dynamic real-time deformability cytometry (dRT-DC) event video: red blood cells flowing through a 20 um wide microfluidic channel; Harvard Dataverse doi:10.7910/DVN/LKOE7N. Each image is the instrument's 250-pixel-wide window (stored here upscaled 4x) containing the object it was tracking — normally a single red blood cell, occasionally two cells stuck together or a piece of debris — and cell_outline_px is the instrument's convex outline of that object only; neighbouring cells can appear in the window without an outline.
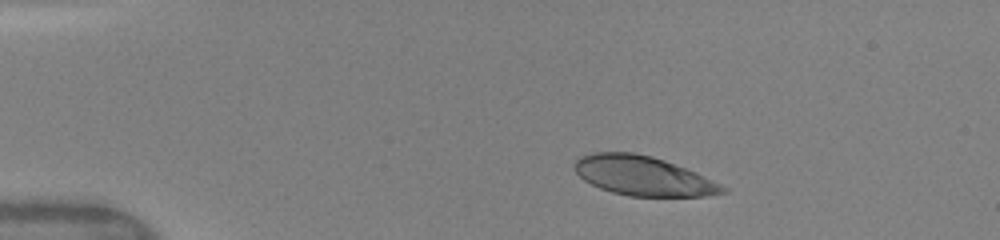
{"species": "human", "species_latin": "Homo sapiens", "temperature_condition": "warm", "stored_images_in_passage": 5, "camera_frame_rate_fps": 3000, "um_per_image_px": 0.085, "donor": {"sex": "female"}, "frame": {"image": 1, "passage_image": 3, "time_ms": 1.667, "image_size_px": [1000, 240], "cell_outline_px": [[728, 192], [708, 196], [628, 196], [612, 192], [600, 188], [584, 180], [576, 172], [572, 164], [580, 156], [592, 152], [632, 152], [652, 156], [664, 160], [696, 172], [728, 188]], "centroid_in_image_um": [54.66, 14.94], "position_along_channel_um": 30.3, "area_um2": 34.04}}